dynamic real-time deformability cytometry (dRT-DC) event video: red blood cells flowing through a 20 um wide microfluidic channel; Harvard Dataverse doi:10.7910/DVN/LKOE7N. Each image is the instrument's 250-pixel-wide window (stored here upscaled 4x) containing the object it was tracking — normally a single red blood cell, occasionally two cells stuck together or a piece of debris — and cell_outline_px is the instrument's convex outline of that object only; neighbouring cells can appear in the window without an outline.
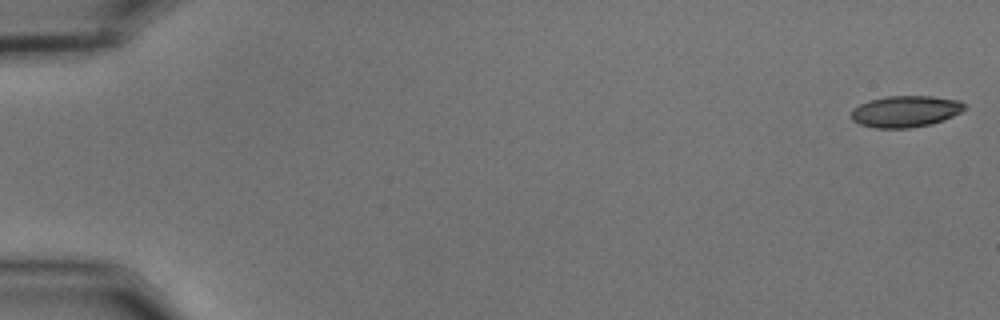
{"species": "common noctule bat (a hibernating species)", "species_latin": "Nyctalus noctula", "temperature_condition": "cold", "stored_images_in_passage": 55, "camera_frame_rate_fps": 3000, "um_per_image_px": 0.085, "animal": {"sex": "male", "body_mass_g": 15.6}, "frame": {"image": 1, "passage_image": 1, "time_ms": 0.0, "image_size_px": [1000, 320], "cell_outline_px": [[968, 108], [944, 120], [932, 124], [908, 128], [876, 128], [860, 124], [852, 120], [852, 108], [868, 100], [888, 96], [932, 96], [960, 100]], "centroid_in_image_um": [76.98, 9.46], "position_along_channel_um": 8.0, "area_um2": 20.87}}
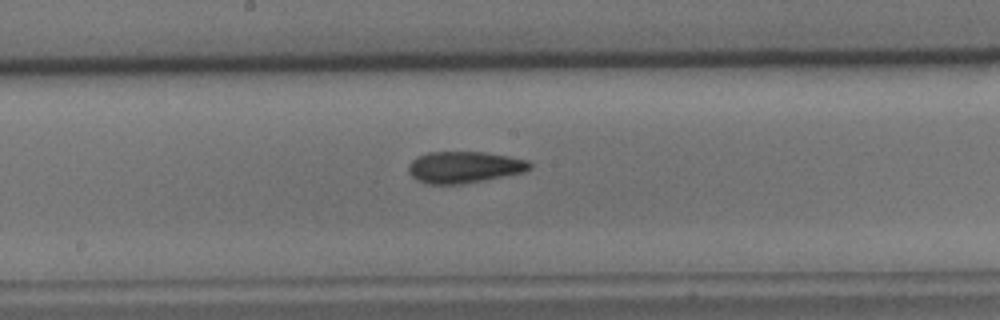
{"frame": {"image": 2, "passage_image": 30, "time_ms": 9.667, "image_size_px": [1000, 320], "cell_outline_px": [[532, 168], [524, 172], [484, 180], [460, 184], [428, 184], [416, 180], [408, 172], [408, 164], [416, 156], [428, 152], [484, 152], [508, 156], [528, 160], [532, 164]], "centroid_in_image_um": [39.44, 14.2], "position_along_channel_um": 208.8, "area_um2": 22.43}}
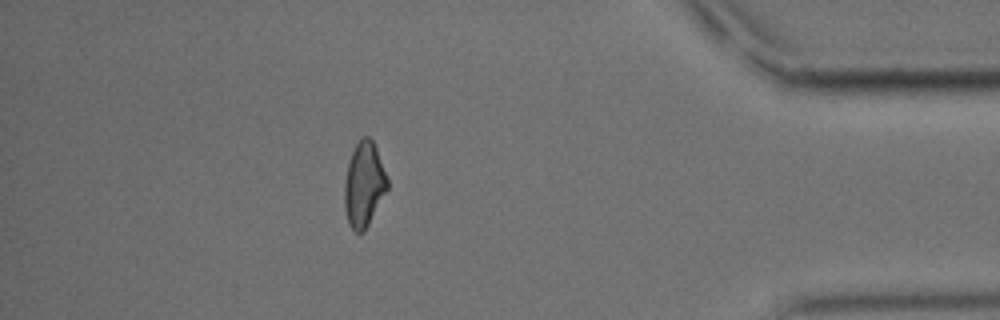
{"frame": {"image": 3, "passage_image": 49, "time_ms": 16.0, "image_size_px": [1000, 320], "cell_outline_px": [[388, 188], [364, 232], [356, 232], [348, 224], [344, 208], [344, 184], [348, 164], [352, 152], [356, 144], [364, 136], [368, 136], [372, 140], [376, 148], [388, 180]], "centroid_in_image_um": [30.92, 15.7], "position_along_channel_um": 404.3, "area_um2": 20.98}, "authors_computed_cell_mechanics": {"area_um2": 21.5594, "velocity_mm_per_s": 3.677, "shape_relaxation_time_tau1_ms": null, "shape_relaxation_time_tau2_ms": 3.8775, "deformation_change_tau1": null, "deformation_change_tau2": 0.1101}}